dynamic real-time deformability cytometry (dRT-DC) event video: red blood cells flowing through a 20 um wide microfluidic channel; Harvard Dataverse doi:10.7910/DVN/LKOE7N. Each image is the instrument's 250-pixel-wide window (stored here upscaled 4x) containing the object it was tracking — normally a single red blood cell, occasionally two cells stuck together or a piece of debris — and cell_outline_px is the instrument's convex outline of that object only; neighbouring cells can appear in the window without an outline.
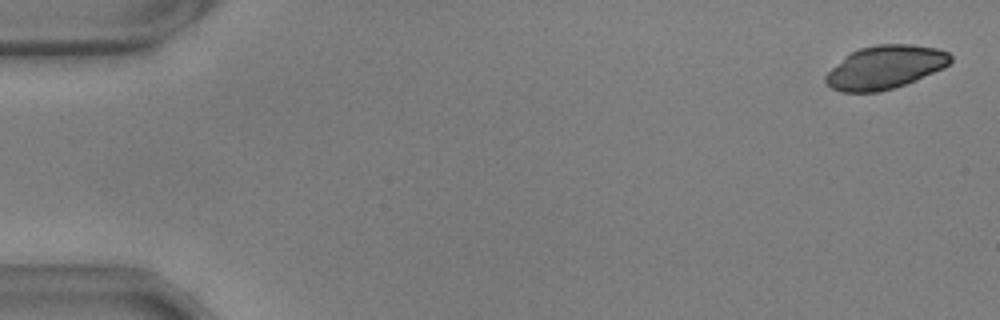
{"species": "common noctule bat (a hibernating species)", "species_latin": "Nyctalus noctula", "temperature_condition": "warm", "stored_images_in_passage": 55, "camera_frame_rate_fps": 3000, "um_per_image_px": 0.085, "animal": {"sex": "male", "body_mass_g": 17.9, "forearm_length_mm": 54.2}, "frame": {"image": 1, "passage_image": 2, "time_ms": 0.333, "image_size_px": [1000, 320], "cell_outline_px": [[952, 60], [944, 68], [916, 80], [880, 92], [840, 92], [832, 88], [824, 80], [824, 76], [844, 56], [860, 48], [876, 44], [912, 44], [936, 48], [948, 52], [952, 56]], "centroid_in_image_um": [75.24, 5.71], "position_along_channel_um": 9.8, "area_um2": 31.5}}